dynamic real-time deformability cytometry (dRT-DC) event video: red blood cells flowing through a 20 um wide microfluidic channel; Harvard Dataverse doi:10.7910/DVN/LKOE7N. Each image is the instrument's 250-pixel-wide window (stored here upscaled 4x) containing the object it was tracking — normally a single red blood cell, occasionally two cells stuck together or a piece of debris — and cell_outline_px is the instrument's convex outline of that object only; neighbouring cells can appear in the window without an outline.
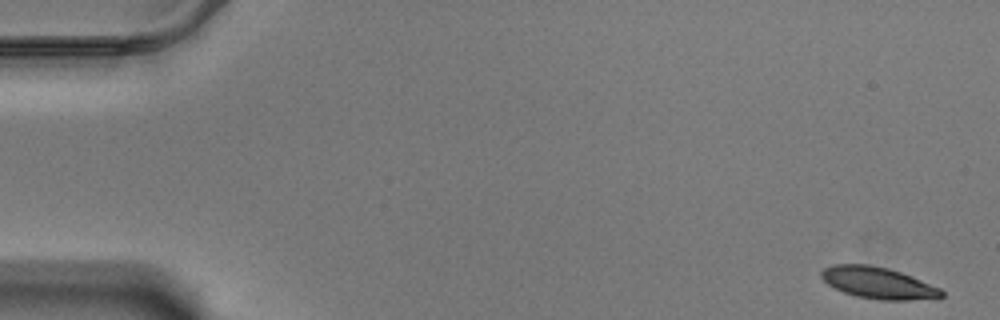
{"species": "Egyptian fruit bat (a non-hibernating species)", "species_latin": "Rousettus aegyptiacus", "temperature_condition": "warm", "stored_images_in_passage": 58, "camera_frame_rate_fps": 3000, "um_per_image_px": 0.085, "animal": {"sex": "male"}, "frame": {"image": 1, "passage_image": 1, "time_ms": 0.0, "image_size_px": [1000, 320], "cell_outline_px": [[944, 296], [908, 300], [880, 300], [856, 296], [844, 292], [828, 284], [820, 276], [820, 272], [824, 268], [832, 264], [868, 264], [888, 268], [912, 276], [940, 288], [944, 292]], "centroid_in_image_um": [74.61, 24.03], "position_along_channel_um": 10.4, "area_um2": 21.96}}
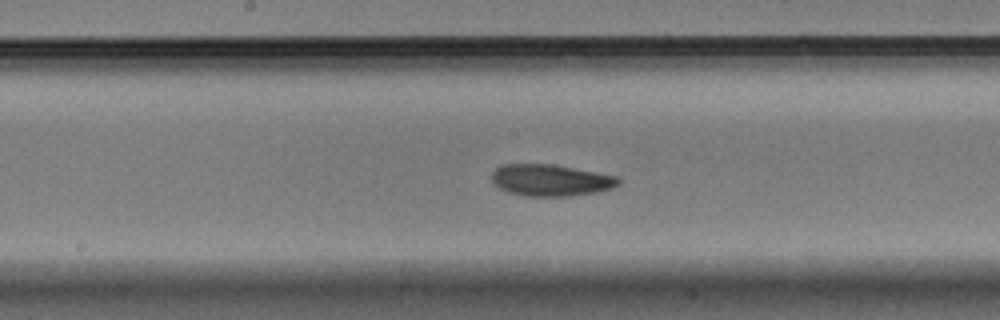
{"frame": {"image": 2, "passage_image": 30, "time_ms": 9.667, "image_size_px": [1000, 320], "cell_outline_px": [[620, 184], [612, 188], [596, 192], [572, 196], [524, 196], [508, 192], [492, 184], [492, 172], [500, 164], [552, 164], [620, 176]], "centroid_in_image_um": [46.81, 15.31], "position_along_channel_um": 201.4, "area_um2": 23.64}}
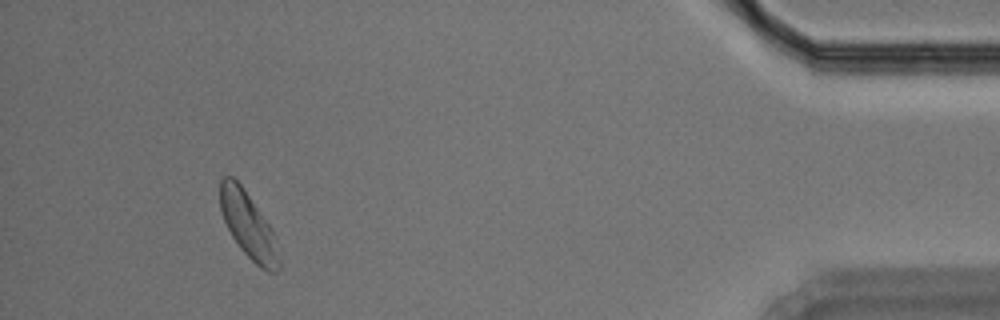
{"frame": {"image": 3, "passage_image": 54, "time_ms": 17.667, "image_size_px": [1000, 320], "cell_outline_px": [[280, 268], [276, 272], [268, 272], [260, 268], [240, 248], [232, 236], [220, 212], [220, 180], [224, 176], [232, 176], [240, 184], [272, 228], [280, 260]], "centroid_in_image_um": [21.1, 19.16], "position_along_channel_um": 414.1, "area_um2": 22.37}, "authors_computed_cell_mechanics": {"area_um2": 22.9466, "velocity_mm_per_s": 3.4272, "shape_relaxation_time_tau1_ms": 3.9008, "shape_relaxation_time_tau2_ms": 3.5998, "deformation_change_tau1": 0.1235, "deformation_change_tau2": 0.0853}}